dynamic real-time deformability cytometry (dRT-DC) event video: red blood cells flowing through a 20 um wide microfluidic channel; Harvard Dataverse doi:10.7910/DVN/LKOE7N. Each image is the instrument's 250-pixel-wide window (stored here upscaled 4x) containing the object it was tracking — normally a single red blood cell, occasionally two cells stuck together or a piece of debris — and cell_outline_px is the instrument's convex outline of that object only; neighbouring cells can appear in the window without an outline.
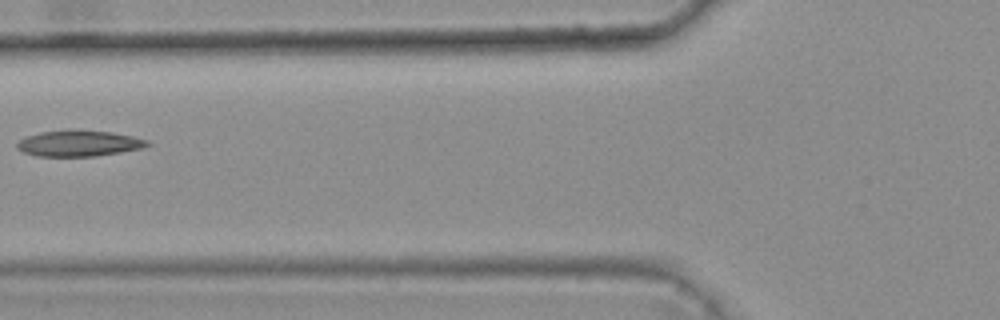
{"species": "common noctule bat (a hibernating species)", "species_latin": "Nyctalus noctula", "temperature_condition": "warm", "stored_images_in_passage": 3, "camera_frame_rate_fps": 3000, "um_per_image_px": 0.085, "animal": {"sex": "female", "body_mass_g": 25.1}, "frame": {"image": 1, "passage_image": 2, "time_ms": 0.333, "image_size_px": [1000, 320], "cell_outline_px": [[152, 144], [144, 148], [96, 156], [36, 156], [24, 152], [16, 148], [16, 144], [20, 140], [28, 136], [40, 132], [68, 128], [72, 128], [112, 132], [132, 136], [148, 140]], "centroid_in_image_um": [6.72, 12.16], "position_along_channel_um": 119.1, "area_um2": 20.11}}
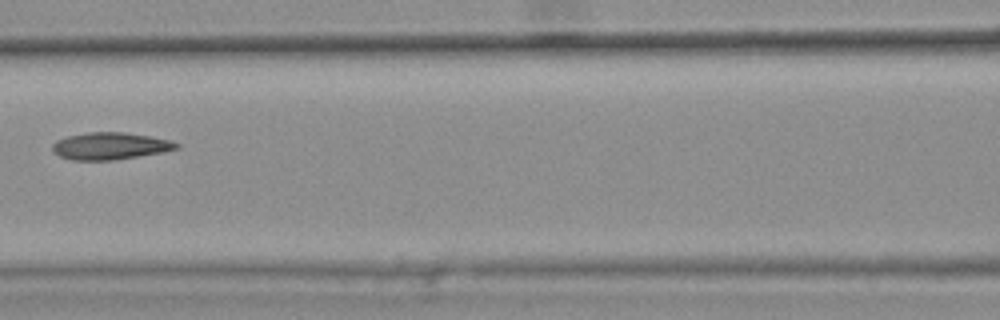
{"frame": {"image": 2, "passage_image": 3, "time_ms": 0.667, "image_size_px": [1000, 320], "cell_outline_px": [[180, 148], [164, 152], [140, 156], [112, 160], [72, 160], [60, 156], [52, 152], [52, 144], [56, 140], [68, 136], [88, 132], [124, 132], [172, 140], [180, 144]], "centroid_in_image_um": [9.38, 12.41], "position_along_channel_um": 157.2, "area_um2": 19.71}}